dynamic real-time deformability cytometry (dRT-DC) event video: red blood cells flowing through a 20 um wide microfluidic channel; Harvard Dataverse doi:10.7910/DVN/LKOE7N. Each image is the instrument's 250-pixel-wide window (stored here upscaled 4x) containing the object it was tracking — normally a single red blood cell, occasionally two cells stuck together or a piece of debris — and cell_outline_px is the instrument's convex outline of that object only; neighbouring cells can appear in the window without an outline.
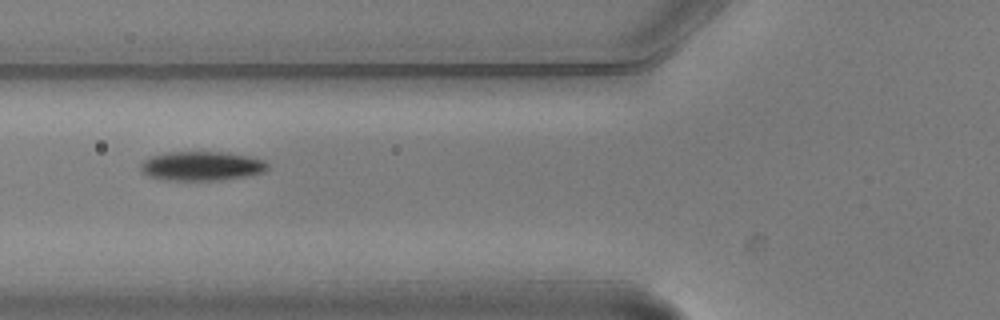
{"species": "common noctule bat (a hibernating species)", "species_latin": "Nyctalus noctula", "temperature_condition": "warm", "stored_images_in_passage": 6, "camera_frame_rate_fps": 3000, "um_per_image_px": 0.085, "animal": {"sex": "male", "body_mass_g": 20.5, "forearm_length_mm": 52.5}, "frame": {"image": 1, "passage_image": 5, "time_ms": 1.333, "image_size_px": [1000, 320], "cell_outline_px": [[268, 168], [264, 172], [244, 176], [220, 180], [164, 180], [148, 176], [140, 168], [140, 164], [144, 160], [152, 156], [168, 152], [224, 152], [248, 156], [264, 160], [268, 164]], "centroid_in_image_um": [17.13, 14.11], "position_along_channel_um": 108.7, "area_um2": 21.5}}
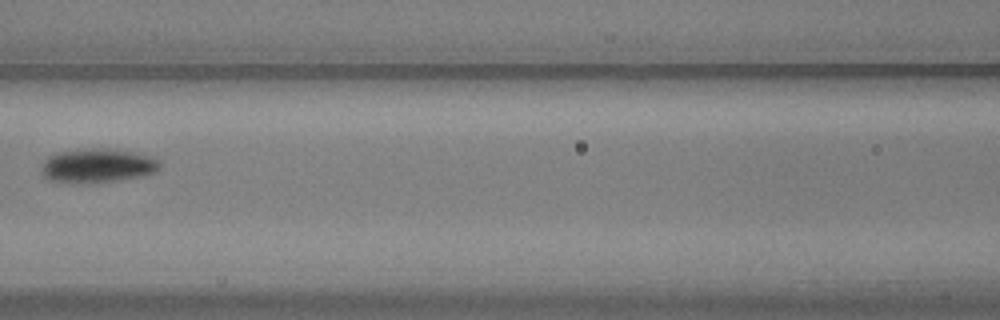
{"frame": {"image": 2, "passage_image": 6, "time_ms": 1.667, "image_size_px": [1000, 320], "cell_outline_px": [[160, 168], [156, 172], [120, 180], [84, 184], [80, 184], [48, 180], [44, 176], [44, 160], [48, 156], [56, 152], [92, 148], [100, 148], [128, 152], [160, 160]], "centroid_in_image_um": [8.25, 14.1], "position_along_channel_um": 158.4, "area_um2": 23.12}}